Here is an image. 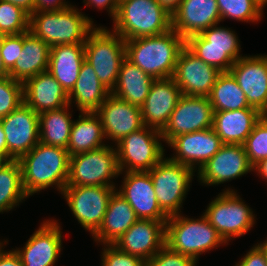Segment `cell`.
Returning <instances> with one entry per match:
<instances>
[{
    "label": "cell",
    "mask_w": 267,
    "mask_h": 266,
    "mask_svg": "<svg viewBox=\"0 0 267 266\" xmlns=\"http://www.w3.org/2000/svg\"><path fill=\"white\" fill-rule=\"evenodd\" d=\"M185 39L174 29L166 33L125 40L126 58L154 79L171 78Z\"/></svg>",
    "instance_id": "cell-1"
},
{
    "label": "cell",
    "mask_w": 267,
    "mask_h": 266,
    "mask_svg": "<svg viewBox=\"0 0 267 266\" xmlns=\"http://www.w3.org/2000/svg\"><path fill=\"white\" fill-rule=\"evenodd\" d=\"M18 161L28 196L53 185L63 192L69 176L70 155L67 149L39 142Z\"/></svg>",
    "instance_id": "cell-2"
},
{
    "label": "cell",
    "mask_w": 267,
    "mask_h": 266,
    "mask_svg": "<svg viewBox=\"0 0 267 266\" xmlns=\"http://www.w3.org/2000/svg\"><path fill=\"white\" fill-rule=\"evenodd\" d=\"M94 21L73 6L61 10L33 12L29 31L51 47L84 44Z\"/></svg>",
    "instance_id": "cell-3"
},
{
    "label": "cell",
    "mask_w": 267,
    "mask_h": 266,
    "mask_svg": "<svg viewBox=\"0 0 267 266\" xmlns=\"http://www.w3.org/2000/svg\"><path fill=\"white\" fill-rule=\"evenodd\" d=\"M113 31L124 40L156 36L172 29V15L157 0H122Z\"/></svg>",
    "instance_id": "cell-4"
},
{
    "label": "cell",
    "mask_w": 267,
    "mask_h": 266,
    "mask_svg": "<svg viewBox=\"0 0 267 266\" xmlns=\"http://www.w3.org/2000/svg\"><path fill=\"white\" fill-rule=\"evenodd\" d=\"M222 244L226 242L204 214L201 218L193 219L180 213L170 216L166 221L165 245L196 261L204 252Z\"/></svg>",
    "instance_id": "cell-5"
},
{
    "label": "cell",
    "mask_w": 267,
    "mask_h": 266,
    "mask_svg": "<svg viewBox=\"0 0 267 266\" xmlns=\"http://www.w3.org/2000/svg\"><path fill=\"white\" fill-rule=\"evenodd\" d=\"M85 60L110 91L115 87L122 61L126 58L125 40L116 32L94 27L84 43Z\"/></svg>",
    "instance_id": "cell-6"
},
{
    "label": "cell",
    "mask_w": 267,
    "mask_h": 266,
    "mask_svg": "<svg viewBox=\"0 0 267 266\" xmlns=\"http://www.w3.org/2000/svg\"><path fill=\"white\" fill-rule=\"evenodd\" d=\"M119 175L116 146L113 148L107 144L95 150L70 156L66 186L115 187L111 179Z\"/></svg>",
    "instance_id": "cell-7"
},
{
    "label": "cell",
    "mask_w": 267,
    "mask_h": 266,
    "mask_svg": "<svg viewBox=\"0 0 267 266\" xmlns=\"http://www.w3.org/2000/svg\"><path fill=\"white\" fill-rule=\"evenodd\" d=\"M240 40L235 31L216 25L203 30L199 34L189 36L185 46L198 58L221 72L230 71L239 60Z\"/></svg>",
    "instance_id": "cell-8"
},
{
    "label": "cell",
    "mask_w": 267,
    "mask_h": 266,
    "mask_svg": "<svg viewBox=\"0 0 267 266\" xmlns=\"http://www.w3.org/2000/svg\"><path fill=\"white\" fill-rule=\"evenodd\" d=\"M148 172L161 210L168 217L180 214V208L190 189L194 169L164 157Z\"/></svg>",
    "instance_id": "cell-9"
},
{
    "label": "cell",
    "mask_w": 267,
    "mask_h": 266,
    "mask_svg": "<svg viewBox=\"0 0 267 266\" xmlns=\"http://www.w3.org/2000/svg\"><path fill=\"white\" fill-rule=\"evenodd\" d=\"M233 189L218 194L203 213L227 243L245 235L254 226L255 214Z\"/></svg>",
    "instance_id": "cell-10"
},
{
    "label": "cell",
    "mask_w": 267,
    "mask_h": 266,
    "mask_svg": "<svg viewBox=\"0 0 267 266\" xmlns=\"http://www.w3.org/2000/svg\"><path fill=\"white\" fill-rule=\"evenodd\" d=\"M161 132L144 126L122 138L117 145L120 174L150 171L164 158Z\"/></svg>",
    "instance_id": "cell-11"
},
{
    "label": "cell",
    "mask_w": 267,
    "mask_h": 266,
    "mask_svg": "<svg viewBox=\"0 0 267 266\" xmlns=\"http://www.w3.org/2000/svg\"><path fill=\"white\" fill-rule=\"evenodd\" d=\"M115 190L110 186H66L62 195L74 217L93 235L103 221L108 201Z\"/></svg>",
    "instance_id": "cell-12"
},
{
    "label": "cell",
    "mask_w": 267,
    "mask_h": 266,
    "mask_svg": "<svg viewBox=\"0 0 267 266\" xmlns=\"http://www.w3.org/2000/svg\"><path fill=\"white\" fill-rule=\"evenodd\" d=\"M213 115V107L208 97L182 94L161 132L163 141L168 144L178 135L212 128Z\"/></svg>",
    "instance_id": "cell-13"
},
{
    "label": "cell",
    "mask_w": 267,
    "mask_h": 266,
    "mask_svg": "<svg viewBox=\"0 0 267 266\" xmlns=\"http://www.w3.org/2000/svg\"><path fill=\"white\" fill-rule=\"evenodd\" d=\"M1 123L9 161L19 160L39 143V114L24 102L1 118Z\"/></svg>",
    "instance_id": "cell-14"
},
{
    "label": "cell",
    "mask_w": 267,
    "mask_h": 266,
    "mask_svg": "<svg viewBox=\"0 0 267 266\" xmlns=\"http://www.w3.org/2000/svg\"><path fill=\"white\" fill-rule=\"evenodd\" d=\"M220 73L185 46L178 56L172 78L183 95L208 97Z\"/></svg>",
    "instance_id": "cell-15"
},
{
    "label": "cell",
    "mask_w": 267,
    "mask_h": 266,
    "mask_svg": "<svg viewBox=\"0 0 267 266\" xmlns=\"http://www.w3.org/2000/svg\"><path fill=\"white\" fill-rule=\"evenodd\" d=\"M198 171L203 185H219L253 171L245 148L241 144H223L220 150Z\"/></svg>",
    "instance_id": "cell-16"
},
{
    "label": "cell",
    "mask_w": 267,
    "mask_h": 266,
    "mask_svg": "<svg viewBox=\"0 0 267 266\" xmlns=\"http://www.w3.org/2000/svg\"><path fill=\"white\" fill-rule=\"evenodd\" d=\"M230 72L249 105L267 115V55L242 56Z\"/></svg>",
    "instance_id": "cell-17"
},
{
    "label": "cell",
    "mask_w": 267,
    "mask_h": 266,
    "mask_svg": "<svg viewBox=\"0 0 267 266\" xmlns=\"http://www.w3.org/2000/svg\"><path fill=\"white\" fill-rule=\"evenodd\" d=\"M96 114L101 120L105 138L118 143L122 138L144 127L141 107L110 94Z\"/></svg>",
    "instance_id": "cell-18"
},
{
    "label": "cell",
    "mask_w": 267,
    "mask_h": 266,
    "mask_svg": "<svg viewBox=\"0 0 267 266\" xmlns=\"http://www.w3.org/2000/svg\"><path fill=\"white\" fill-rule=\"evenodd\" d=\"M176 154L169 159L173 162L198 170L210 160L223 145L212 128L174 137L168 144ZM197 165V166H195Z\"/></svg>",
    "instance_id": "cell-19"
},
{
    "label": "cell",
    "mask_w": 267,
    "mask_h": 266,
    "mask_svg": "<svg viewBox=\"0 0 267 266\" xmlns=\"http://www.w3.org/2000/svg\"><path fill=\"white\" fill-rule=\"evenodd\" d=\"M121 188L116 190L133 208L138 219L167 221L161 210L148 171L126 172Z\"/></svg>",
    "instance_id": "cell-20"
},
{
    "label": "cell",
    "mask_w": 267,
    "mask_h": 266,
    "mask_svg": "<svg viewBox=\"0 0 267 266\" xmlns=\"http://www.w3.org/2000/svg\"><path fill=\"white\" fill-rule=\"evenodd\" d=\"M181 96V90L172 77L155 79L141 106L144 126L162 132Z\"/></svg>",
    "instance_id": "cell-21"
},
{
    "label": "cell",
    "mask_w": 267,
    "mask_h": 266,
    "mask_svg": "<svg viewBox=\"0 0 267 266\" xmlns=\"http://www.w3.org/2000/svg\"><path fill=\"white\" fill-rule=\"evenodd\" d=\"M57 220H46L23 249H14L24 266H53L61 253L62 231Z\"/></svg>",
    "instance_id": "cell-22"
},
{
    "label": "cell",
    "mask_w": 267,
    "mask_h": 266,
    "mask_svg": "<svg viewBox=\"0 0 267 266\" xmlns=\"http://www.w3.org/2000/svg\"><path fill=\"white\" fill-rule=\"evenodd\" d=\"M165 234L166 221L138 219L113 245L146 261L165 245Z\"/></svg>",
    "instance_id": "cell-23"
},
{
    "label": "cell",
    "mask_w": 267,
    "mask_h": 266,
    "mask_svg": "<svg viewBox=\"0 0 267 266\" xmlns=\"http://www.w3.org/2000/svg\"><path fill=\"white\" fill-rule=\"evenodd\" d=\"M220 22L216 0H182L172 14V29L185 40Z\"/></svg>",
    "instance_id": "cell-24"
},
{
    "label": "cell",
    "mask_w": 267,
    "mask_h": 266,
    "mask_svg": "<svg viewBox=\"0 0 267 266\" xmlns=\"http://www.w3.org/2000/svg\"><path fill=\"white\" fill-rule=\"evenodd\" d=\"M23 102L40 114L69 105V97L60 83L45 71L23 82Z\"/></svg>",
    "instance_id": "cell-25"
},
{
    "label": "cell",
    "mask_w": 267,
    "mask_h": 266,
    "mask_svg": "<svg viewBox=\"0 0 267 266\" xmlns=\"http://www.w3.org/2000/svg\"><path fill=\"white\" fill-rule=\"evenodd\" d=\"M263 115L256 108L214 111L212 129L223 144L243 145Z\"/></svg>",
    "instance_id": "cell-26"
},
{
    "label": "cell",
    "mask_w": 267,
    "mask_h": 266,
    "mask_svg": "<svg viewBox=\"0 0 267 266\" xmlns=\"http://www.w3.org/2000/svg\"><path fill=\"white\" fill-rule=\"evenodd\" d=\"M137 220L131 205L115 190L108 201L103 221L92 237L103 245L114 244Z\"/></svg>",
    "instance_id": "cell-27"
},
{
    "label": "cell",
    "mask_w": 267,
    "mask_h": 266,
    "mask_svg": "<svg viewBox=\"0 0 267 266\" xmlns=\"http://www.w3.org/2000/svg\"><path fill=\"white\" fill-rule=\"evenodd\" d=\"M85 60L84 44H65L50 48L48 72L69 93Z\"/></svg>",
    "instance_id": "cell-28"
},
{
    "label": "cell",
    "mask_w": 267,
    "mask_h": 266,
    "mask_svg": "<svg viewBox=\"0 0 267 266\" xmlns=\"http://www.w3.org/2000/svg\"><path fill=\"white\" fill-rule=\"evenodd\" d=\"M50 46L36 37L31 31L23 33V49L14 66L9 70L10 77L24 82L30 77L48 71Z\"/></svg>",
    "instance_id": "cell-29"
},
{
    "label": "cell",
    "mask_w": 267,
    "mask_h": 266,
    "mask_svg": "<svg viewBox=\"0 0 267 266\" xmlns=\"http://www.w3.org/2000/svg\"><path fill=\"white\" fill-rule=\"evenodd\" d=\"M111 94L98 79L93 67L84 60L78 79L68 93L69 105H77L80 112H96L105 99Z\"/></svg>",
    "instance_id": "cell-30"
},
{
    "label": "cell",
    "mask_w": 267,
    "mask_h": 266,
    "mask_svg": "<svg viewBox=\"0 0 267 266\" xmlns=\"http://www.w3.org/2000/svg\"><path fill=\"white\" fill-rule=\"evenodd\" d=\"M155 79L142 71L138 66L125 58L120 66L119 76L111 94L141 107L148 96L152 82Z\"/></svg>",
    "instance_id": "cell-31"
},
{
    "label": "cell",
    "mask_w": 267,
    "mask_h": 266,
    "mask_svg": "<svg viewBox=\"0 0 267 266\" xmlns=\"http://www.w3.org/2000/svg\"><path fill=\"white\" fill-rule=\"evenodd\" d=\"M101 120L96 112H81L73 121L67 151L70 156L105 146Z\"/></svg>",
    "instance_id": "cell-32"
},
{
    "label": "cell",
    "mask_w": 267,
    "mask_h": 266,
    "mask_svg": "<svg viewBox=\"0 0 267 266\" xmlns=\"http://www.w3.org/2000/svg\"><path fill=\"white\" fill-rule=\"evenodd\" d=\"M68 107L39 114V142L67 149L73 125Z\"/></svg>",
    "instance_id": "cell-33"
},
{
    "label": "cell",
    "mask_w": 267,
    "mask_h": 266,
    "mask_svg": "<svg viewBox=\"0 0 267 266\" xmlns=\"http://www.w3.org/2000/svg\"><path fill=\"white\" fill-rule=\"evenodd\" d=\"M208 98L213 111L254 108L249 105L244 92L230 71L220 73Z\"/></svg>",
    "instance_id": "cell-34"
},
{
    "label": "cell",
    "mask_w": 267,
    "mask_h": 266,
    "mask_svg": "<svg viewBox=\"0 0 267 266\" xmlns=\"http://www.w3.org/2000/svg\"><path fill=\"white\" fill-rule=\"evenodd\" d=\"M29 197L24 190L22 171L18 160L0 165V213L10 211Z\"/></svg>",
    "instance_id": "cell-35"
},
{
    "label": "cell",
    "mask_w": 267,
    "mask_h": 266,
    "mask_svg": "<svg viewBox=\"0 0 267 266\" xmlns=\"http://www.w3.org/2000/svg\"><path fill=\"white\" fill-rule=\"evenodd\" d=\"M221 21L231 18L238 21L257 22L263 15L264 6L257 0H216Z\"/></svg>",
    "instance_id": "cell-36"
},
{
    "label": "cell",
    "mask_w": 267,
    "mask_h": 266,
    "mask_svg": "<svg viewBox=\"0 0 267 266\" xmlns=\"http://www.w3.org/2000/svg\"><path fill=\"white\" fill-rule=\"evenodd\" d=\"M30 15L21 7L0 0V33L21 34L29 31Z\"/></svg>",
    "instance_id": "cell-37"
},
{
    "label": "cell",
    "mask_w": 267,
    "mask_h": 266,
    "mask_svg": "<svg viewBox=\"0 0 267 266\" xmlns=\"http://www.w3.org/2000/svg\"><path fill=\"white\" fill-rule=\"evenodd\" d=\"M243 146L252 166L267 158V115L255 124Z\"/></svg>",
    "instance_id": "cell-38"
},
{
    "label": "cell",
    "mask_w": 267,
    "mask_h": 266,
    "mask_svg": "<svg viewBox=\"0 0 267 266\" xmlns=\"http://www.w3.org/2000/svg\"><path fill=\"white\" fill-rule=\"evenodd\" d=\"M23 103V83L11 77L0 78V118Z\"/></svg>",
    "instance_id": "cell-39"
},
{
    "label": "cell",
    "mask_w": 267,
    "mask_h": 266,
    "mask_svg": "<svg viewBox=\"0 0 267 266\" xmlns=\"http://www.w3.org/2000/svg\"><path fill=\"white\" fill-rule=\"evenodd\" d=\"M197 261L187 255L171 250L164 245L144 266H196Z\"/></svg>",
    "instance_id": "cell-40"
},
{
    "label": "cell",
    "mask_w": 267,
    "mask_h": 266,
    "mask_svg": "<svg viewBox=\"0 0 267 266\" xmlns=\"http://www.w3.org/2000/svg\"><path fill=\"white\" fill-rule=\"evenodd\" d=\"M102 252V266H144V260L119 250L113 244H105Z\"/></svg>",
    "instance_id": "cell-41"
},
{
    "label": "cell",
    "mask_w": 267,
    "mask_h": 266,
    "mask_svg": "<svg viewBox=\"0 0 267 266\" xmlns=\"http://www.w3.org/2000/svg\"><path fill=\"white\" fill-rule=\"evenodd\" d=\"M23 49V33L4 35L1 46V56L4 64L10 70Z\"/></svg>",
    "instance_id": "cell-42"
},
{
    "label": "cell",
    "mask_w": 267,
    "mask_h": 266,
    "mask_svg": "<svg viewBox=\"0 0 267 266\" xmlns=\"http://www.w3.org/2000/svg\"><path fill=\"white\" fill-rule=\"evenodd\" d=\"M235 266H267L264 250L254 245Z\"/></svg>",
    "instance_id": "cell-43"
},
{
    "label": "cell",
    "mask_w": 267,
    "mask_h": 266,
    "mask_svg": "<svg viewBox=\"0 0 267 266\" xmlns=\"http://www.w3.org/2000/svg\"><path fill=\"white\" fill-rule=\"evenodd\" d=\"M66 0H35L34 12L61 10L72 6Z\"/></svg>",
    "instance_id": "cell-44"
},
{
    "label": "cell",
    "mask_w": 267,
    "mask_h": 266,
    "mask_svg": "<svg viewBox=\"0 0 267 266\" xmlns=\"http://www.w3.org/2000/svg\"><path fill=\"white\" fill-rule=\"evenodd\" d=\"M85 6H94L99 9L105 8L114 20L119 7V0H83Z\"/></svg>",
    "instance_id": "cell-45"
},
{
    "label": "cell",
    "mask_w": 267,
    "mask_h": 266,
    "mask_svg": "<svg viewBox=\"0 0 267 266\" xmlns=\"http://www.w3.org/2000/svg\"><path fill=\"white\" fill-rule=\"evenodd\" d=\"M0 241V266H24L15 250L5 251L2 250L7 241ZM4 244V245H2Z\"/></svg>",
    "instance_id": "cell-46"
},
{
    "label": "cell",
    "mask_w": 267,
    "mask_h": 266,
    "mask_svg": "<svg viewBox=\"0 0 267 266\" xmlns=\"http://www.w3.org/2000/svg\"><path fill=\"white\" fill-rule=\"evenodd\" d=\"M0 160L2 162L9 161V153L7 151L6 136L0 118Z\"/></svg>",
    "instance_id": "cell-47"
},
{
    "label": "cell",
    "mask_w": 267,
    "mask_h": 266,
    "mask_svg": "<svg viewBox=\"0 0 267 266\" xmlns=\"http://www.w3.org/2000/svg\"><path fill=\"white\" fill-rule=\"evenodd\" d=\"M5 1L21 7L29 15H31L34 12L35 0H5Z\"/></svg>",
    "instance_id": "cell-48"
},
{
    "label": "cell",
    "mask_w": 267,
    "mask_h": 266,
    "mask_svg": "<svg viewBox=\"0 0 267 266\" xmlns=\"http://www.w3.org/2000/svg\"><path fill=\"white\" fill-rule=\"evenodd\" d=\"M157 2L169 13L173 14L179 7L182 0H157Z\"/></svg>",
    "instance_id": "cell-49"
},
{
    "label": "cell",
    "mask_w": 267,
    "mask_h": 266,
    "mask_svg": "<svg viewBox=\"0 0 267 266\" xmlns=\"http://www.w3.org/2000/svg\"><path fill=\"white\" fill-rule=\"evenodd\" d=\"M256 170V171H255ZM253 171L260 174L263 179L267 180V158L259 161L253 166Z\"/></svg>",
    "instance_id": "cell-50"
},
{
    "label": "cell",
    "mask_w": 267,
    "mask_h": 266,
    "mask_svg": "<svg viewBox=\"0 0 267 266\" xmlns=\"http://www.w3.org/2000/svg\"><path fill=\"white\" fill-rule=\"evenodd\" d=\"M4 34L0 33V78L10 77L9 70L6 68L1 56V46L3 42Z\"/></svg>",
    "instance_id": "cell-51"
},
{
    "label": "cell",
    "mask_w": 267,
    "mask_h": 266,
    "mask_svg": "<svg viewBox=\"0 0 267 266\" xmlns=\"http://www.w3.org/2000/svg\"><path fill=\"white\" fill-rule=\"evenodd\" d=\"M265 252L267 262V239L263 243H257Z\"/></svg>",
    "instance_id": "cell-52"
},
{
    "label": "cell",
    "mask_w": 267,
    "mask_h": 266,
    "mask_svg": "<svg viewBox=\"0 0 267 266\" xmlns=\"http://www.w3.org/2000/svg\"><path fill=\"white\" fill-rule=\"evenodd\" d=\"M259 3H261L263 6H266L267 0H257Z\"/></svg>",
    "instance_id": "cell-53"
}]
</instances>
